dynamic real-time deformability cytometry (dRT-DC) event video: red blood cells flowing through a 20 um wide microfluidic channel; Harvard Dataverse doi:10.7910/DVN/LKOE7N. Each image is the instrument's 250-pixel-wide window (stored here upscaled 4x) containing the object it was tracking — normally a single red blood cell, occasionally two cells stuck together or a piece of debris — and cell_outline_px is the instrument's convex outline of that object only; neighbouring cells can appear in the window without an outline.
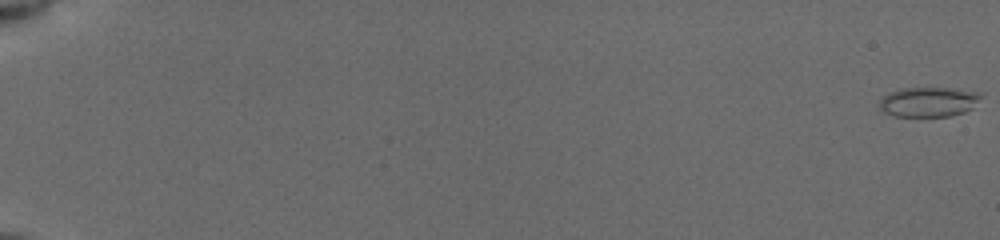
{"species": "common noctule bat (a hibernating species)", "species_latin": "Nyctalus noctula", "temperature_condition": "cold", "stored_images_in_passage": 64, "camera_frame_rate_fps": 3000, "um_per_image_px": 0.085, "animal": {"sex": "female", "body_mass_g": 19.5, "forearm_length_mm": 54.1}, "frame": {"image": 1, "passage_image": 1, "time_ms": 0.0, "image_size_px": [1000, 240], "cell_outline_px": [[980, 96], [972, 108], [964, 112], [948, 116], [896, 116], [884, 112], [876, 104], [888, 92], [904, 88], [948, 88], [980, 92]], "centroid_in_image_um": [78.87, 8.66], "position_along_channel_um": 6.1, "area_um2": 17.46}}
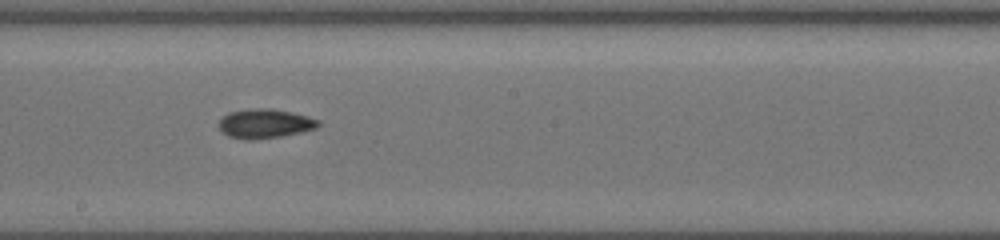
{"frame": {"image": 2, "passage_image": 40, "time_ms": 11.0, "image_size_px": [1000, 240], "cell_outline_px": [[320, 124], [316, 128], [300, 132], [280, 136], [248, 140], [244, 140], [228, 136], [220, 132], [216, 124], [228, 112], [252, 108], [272, 108], [292, 112], [308, 116], [320, 120]], "centroid_in_image_um": [22.47, 10.5], "position_along_channel_um": 225.7, "area_um2": 17.17}}
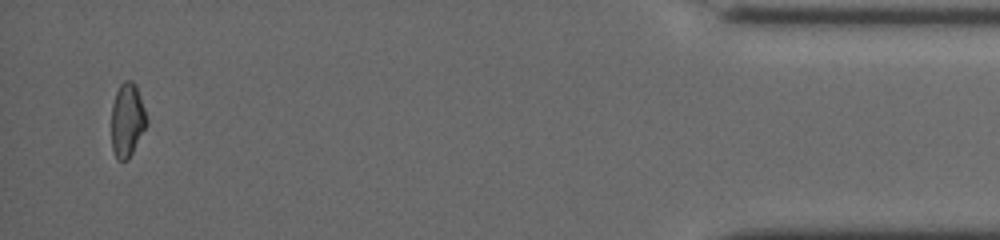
{"frame": {"image": 3, "passage_image": 64, "time_ms": 17.667, "image_size_px": [1000, 240], "cell_outline_px": [[148, 124], [128, 160], [116, 160], [112, 148], [112, 104], [116, 92], [120, 84], [124, 80], [132, 80], [136, 84], [148, 120]], "centroid_in_image_um": [10.82, 10.2], "position_along_channel_um": 424.4, "area_um2": 15.26}, "authors_computed_cell_mechanics": {"area_um2": 16.4152, "velocity_mm_per_s": 3.9523, "shape_relaxation_time_tau1_ms": 7.8338, "shape_relaxation_time_tau2_ms": 7.8905, "deformation_change_tau1": 0.1746, "deformation_change_tau2": 0.1409}}